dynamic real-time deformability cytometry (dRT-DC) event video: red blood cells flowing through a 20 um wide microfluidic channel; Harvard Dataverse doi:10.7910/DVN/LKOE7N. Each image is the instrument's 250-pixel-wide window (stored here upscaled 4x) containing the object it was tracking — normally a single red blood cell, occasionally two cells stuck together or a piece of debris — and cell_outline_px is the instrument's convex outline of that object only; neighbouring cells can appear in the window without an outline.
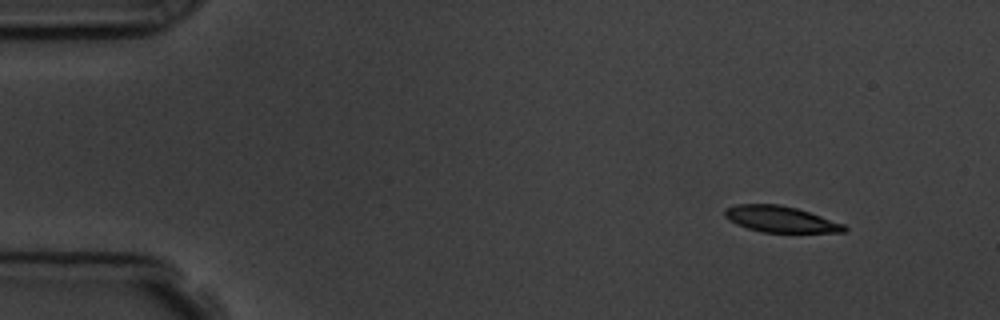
{"species": "common noctule bat (a hibernating species)", "species_latin": "Nyctalus noctula", "temperature_condition": "room temperature", "stored_images_in_passage": 5, "camera_frame_rate_fps": 3000, "um_per_image_px": 0.085, "animal": {"sex": "male", "body_mass_g": 19.5, "forearm_length_mm": 54.6}, "frame": {"image": 1, "passage_image": 1, "time_ms": 0.0, "image_size_px": [1000, 320], "cell_outline_px": [[848, 228], [844, 232], [764, 232], [748, 228], [736, 224], [728, 220], [724, 216], [724, 208], [736, 204], [780, 204], [796, 208], [844, 224]], "centroid_in_image_um": [66.29, 18.62], "position_along_channel_um": 18.7, "area_um2": 18.09}}